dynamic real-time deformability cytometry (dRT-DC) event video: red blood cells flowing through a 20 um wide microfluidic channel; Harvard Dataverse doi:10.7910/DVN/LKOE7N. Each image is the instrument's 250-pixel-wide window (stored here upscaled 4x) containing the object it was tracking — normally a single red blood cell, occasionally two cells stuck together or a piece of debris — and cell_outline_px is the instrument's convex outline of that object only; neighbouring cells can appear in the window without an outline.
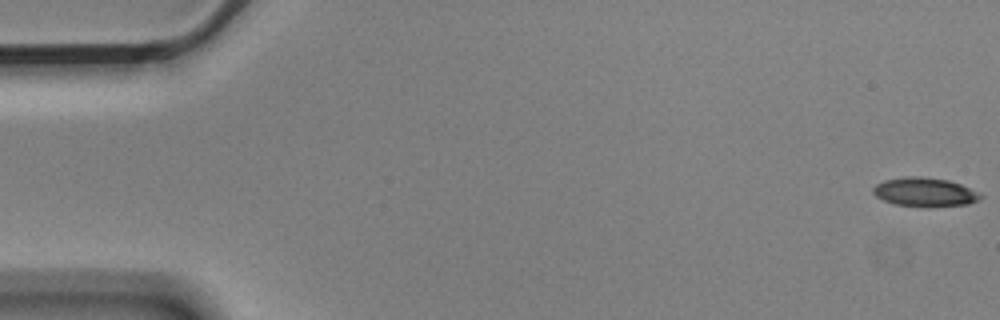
{"species": "Egyptian fruit bat (a non-hibernating species)", "species_latin": "Rousettus aegyptiacus", "temperature_condition": "cold", "stored_images_in_passage": 11, "camera_frame_rate_fps": 3000, "um_per_image_px": 0.085, "animal": {"sex": "male"}, "frame": {"image": 1, "passage_image": 1, "time_ms": 0.0, "image_size_px": [1000, 320], "cell_outline_px": [[984, 196], [980, 200], [968, 204], [928, 208], [896, 204], [884, 200], [876, 196], [872, 192], [872, 188], [876, 184], [884, 180], [908, 176], [924, 176], [948, 180], [960, 184], [980, 192]], "centroid_in_image_um": [78.64, 16.34], "position_along_channel_um": 6.4, "area_um2": 18.44}}
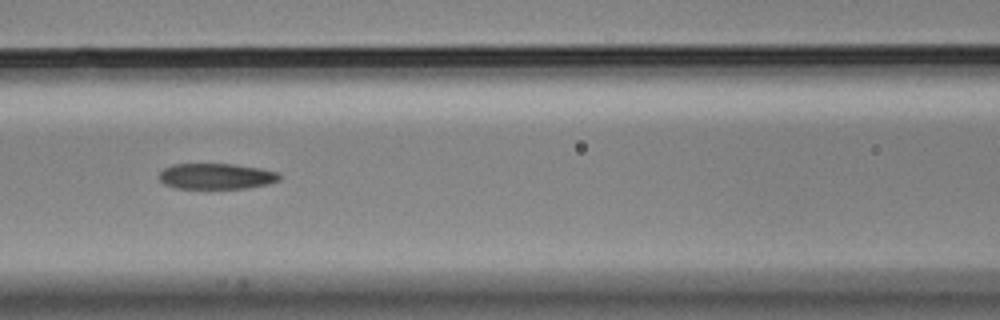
{"frame": {"image": 2, "passage_image": 7, "time_ms": 2.0, "image_size_px": [1000, 320], "cell_outline_px": [[280, 180], [268, 184], [244, 188], [176, 188], [164, 184], [160, 180], [160, 172], [164, 168], [176, 164], [232, 164], [260, 168], [280, 172]], "centroid_in_image_um": [18.41, 14.98], "position_along_channel_um": 148.2, "area_um2": 17.98}}
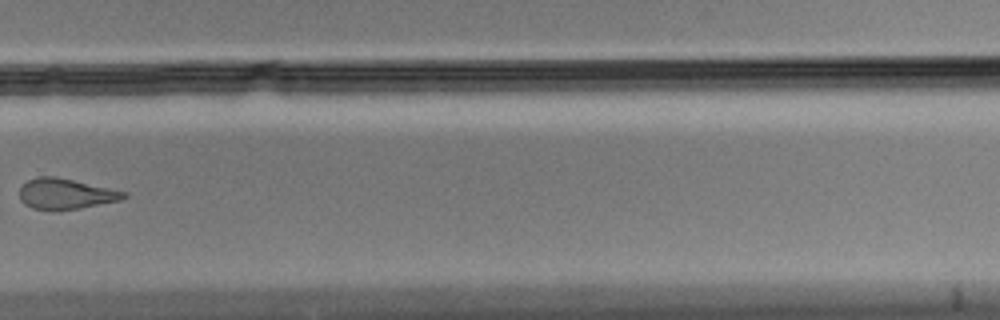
{"frame": {"image": 3, "passage_image": 11, "time_ms": 3.333, "image_size_px": [1000, 320], "cell_outline_px": [[128, 196], [120, 200], [80, 208], [56, 212], [32, 208], [24, 204], [20, 200], [20, 188], [28, 180], [36, 176], [56, 176], [128, 192]], "centroid_in_image_um": [5.57, 16.49], "position_along_channel_um": 324.2, "area_um2": 18.9}}